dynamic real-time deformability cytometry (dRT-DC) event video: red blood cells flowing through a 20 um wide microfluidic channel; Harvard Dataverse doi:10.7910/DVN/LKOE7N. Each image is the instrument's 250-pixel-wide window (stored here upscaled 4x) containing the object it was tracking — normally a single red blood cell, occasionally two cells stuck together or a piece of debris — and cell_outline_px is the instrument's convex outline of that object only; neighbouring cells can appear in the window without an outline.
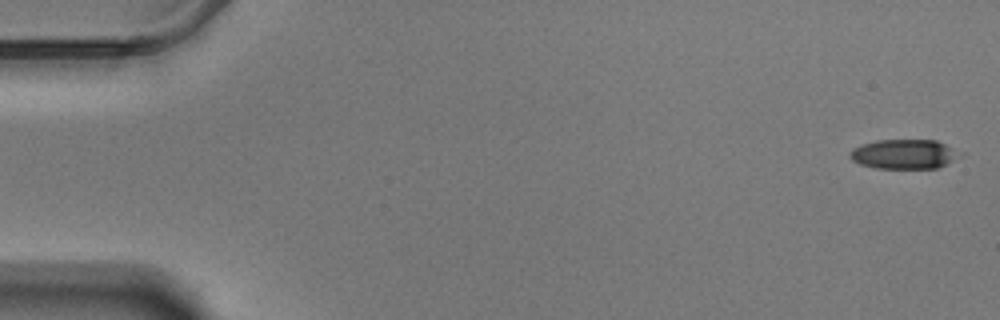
{"species": "Egyptian fruit bat (a non-hibernating species)", "species_latin": "Rousettus aegyptiacus", "temperature_condition": "warm", "stored_images_in_passage": 58, "camera_frame_rate_fps": 3000, "um_per_image_px": 0.085, "animal": {"sex": "male"}, "frame": {"image": 1, "passage_image": 1, "time_ms": 0.0, "image_size_px": [1000, 320], "cell_outline_px": [[960, 156], [936, 168], [876, 168], [860, 164], [852, 160], [848, 156], [856, 148], [864, 144], [876, 140], [936, 140], [944, 144]], "centroid_in_image_um": [76.78, 13.1], "position_along_channel_um": 8.2, "area_um2": 18.26}}
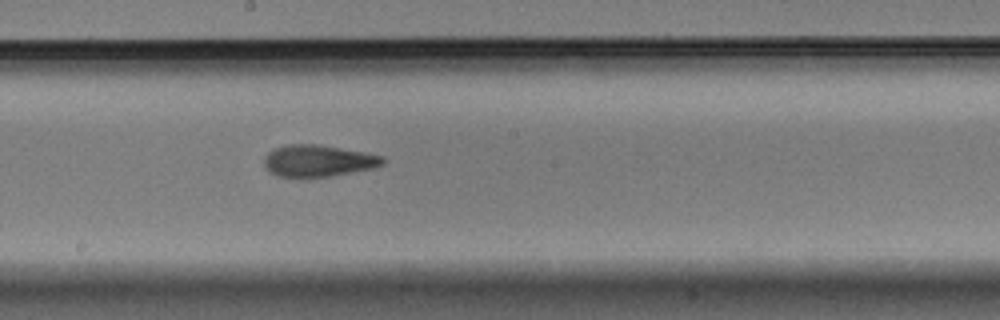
{"frame": {"image": 2, "passage_image": 32, "time_ms": 10.333, "image_size_px": [1000, 320], "cell_outline_px": [[384, 164], [376, 168], [332, 176], [308, 180], [280, 176], [268, 172], [264, 164], [264, 156], [268, 152], [276, 148], [288, 144], [316, 144], [364, 152], [384, 156]], "centroid_in_image_um": [27.03, 13.71], "position_along_channel_um": 221.2, "area_um2": 22.6}}
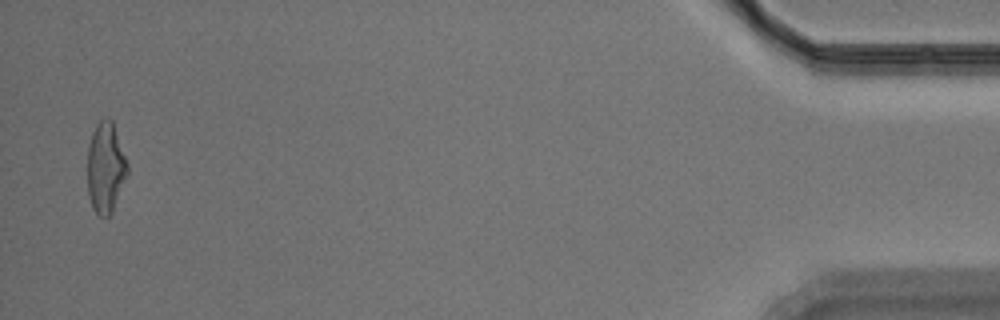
{"frame": {"image": 3, "passage_image": 57, "time_ms": 18.667, "image_size_px": [1000, 320], "cell_outline_px": [[128, 172], [112, 212], [108, 216], [100, 216], [92, 208], [88, 196], [88, 148], [92, 132], [96, 124], [104, 116], [108, 116], [112, 120], [128, 164]], "centroid_in_image_um": [8.97, 14.22], "position_along_channel_um": 426.2, "area_um2": 21.1}, "authors_computed_cell_mechanics": {"area_um2": 21.2126, "velocity_mm_per_s": 3.481, "shape_relaxation_time_tau1_ms": 4.3352, "shape_relaxation_time_tau2_ms": 2.9003, "deformation_change_tau1": 0.1759, "deformation_change_tau2": 0.1233}}